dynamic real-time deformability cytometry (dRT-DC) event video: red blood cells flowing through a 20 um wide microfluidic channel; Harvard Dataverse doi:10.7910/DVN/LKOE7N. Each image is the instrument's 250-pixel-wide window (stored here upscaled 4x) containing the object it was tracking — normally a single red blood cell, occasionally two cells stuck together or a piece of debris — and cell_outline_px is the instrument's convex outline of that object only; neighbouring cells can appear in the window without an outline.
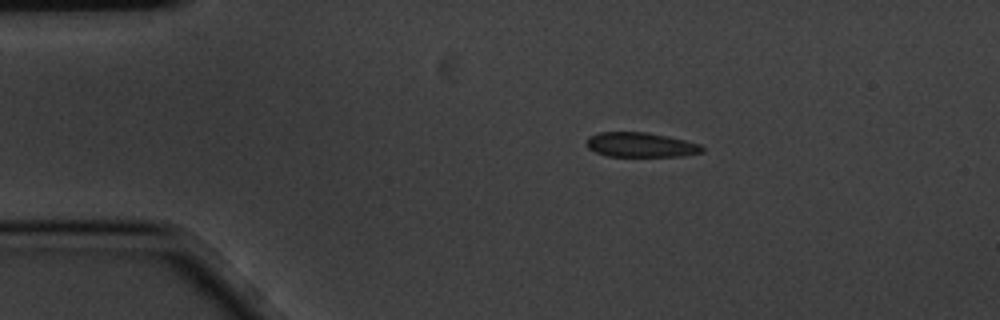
{"species": "common noctule bat (a hibernating species)", "species_latin": "Nyctalus noctula", "temperature_condition": "cold", "stored_images_in_passage": 9, "camera_frame_rate_fps": 3000, "um_per_image_px": 0.085, "animal": {"sex": "male", "body_mass_g": 20.1, "forearm_length_mm": 53.5}, "frame": {"image": 1, "passage_image": 2, "time_ms": 0.333, "image_size_px": [1000, 320], "cell_outline_px": [[704, 152], [684, 156], [608, 156], [596, 152], [588, 148], [588, 136], [600, 132], [644, 132], [668, 136], [700, 144], [704, 148]], "centroid_in_image_um": [54.49, 12.31], "position_along_channel_um": 30.5, "area_um2": 16.53}}
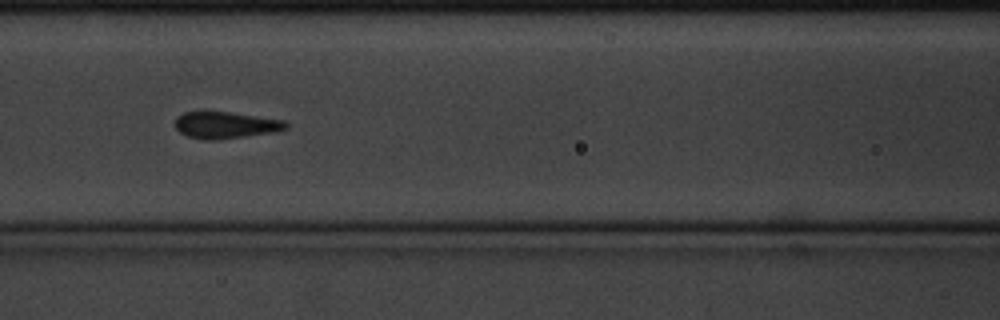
{"frame": {"image": 2, "passage_image": 6, "time_ms": 1.667, "image_size_px": [1000, 320], "cell_outline_px": [[288, 128], [272, 132], [216, 140], [204, 140], [188, 136], [180, 132], [176, 128], [176, 116], [184, 112], [228, 112], [284, 120], [288, 124]], "centroid_in_image_um": [19.16, 10.63], "position_along_channel_um": 147.4, "area_um2": 16.99}}
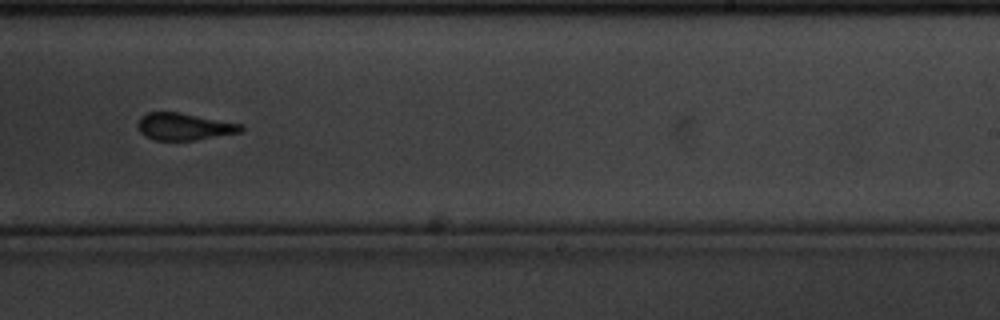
{"frame": {"image": 3, "passage_image": 9, "time_ms": 2.667, "image_size_px": [1000, 320], "cell_outline_px": [[244, 128], [240, 132], [196, 140], [156, 140], [140, 132], [136, 128], [136, 124], [140, 116], [148, 112], [180, 112], [244, 124]], "centroid_in_image_um": [15.65, 10.74], "position_along_channel_um": 273.4, "area_um2": 16.42}}